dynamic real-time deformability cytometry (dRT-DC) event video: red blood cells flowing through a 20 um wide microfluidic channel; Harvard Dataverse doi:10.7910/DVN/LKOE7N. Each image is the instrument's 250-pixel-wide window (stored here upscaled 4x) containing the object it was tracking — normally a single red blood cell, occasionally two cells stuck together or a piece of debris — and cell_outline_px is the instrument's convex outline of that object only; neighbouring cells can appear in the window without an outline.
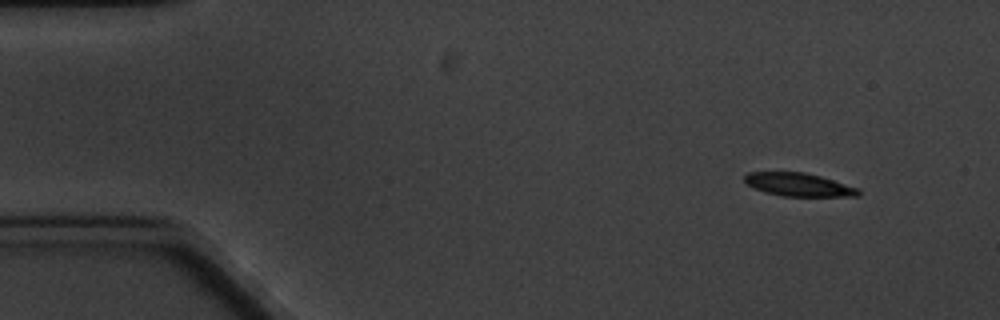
{"species": "common noctule bat (a hibernating species)", "species_latin": "Nyctalus noctula", "temperature_condition": "cold", "stored_images_in_passage": 8, "camera_frame_rate_fps": 3000, "um_per_image_px": 0.085, "animal": {"sex": "male", "body_mass_g": 20.1, "forearm_length_mm": 53.5}, "frame": {"image": 1, "passage_image": 1, "time_ms": 0.0, "image_size_px": [1000, 320], "cell_outline_px": [[860, 196], [780, 196], [764, 192], [748, 184], [744, 180], [744, 176], [748, 172], [804, 172], [820, 176], [860, 188]], "centroid_in_image_um": [67.91, 15.7], "position_along_channel_um": 17.1, "area_um2": 15.37}}
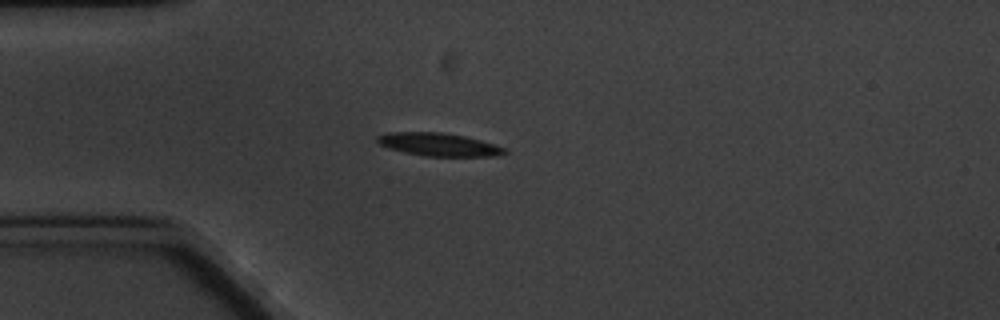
{"frame": {"image": 2, "passage_image": 3, "time_ms": 3.333, "image_size_px": [1000, 320], "cell_outline_px": [[508, 152], [496, 156], [424, 156], [404, 152], [388, 148], [380, 144], [376, 140], [376, 136], [388, 132], [440, 132], [464, 136], [480, 140], [504, 148]], "centroid_in_image_um": [37.24, 12.28], "position_along_channel_um": 47.8, "area_um2": 16.94}}